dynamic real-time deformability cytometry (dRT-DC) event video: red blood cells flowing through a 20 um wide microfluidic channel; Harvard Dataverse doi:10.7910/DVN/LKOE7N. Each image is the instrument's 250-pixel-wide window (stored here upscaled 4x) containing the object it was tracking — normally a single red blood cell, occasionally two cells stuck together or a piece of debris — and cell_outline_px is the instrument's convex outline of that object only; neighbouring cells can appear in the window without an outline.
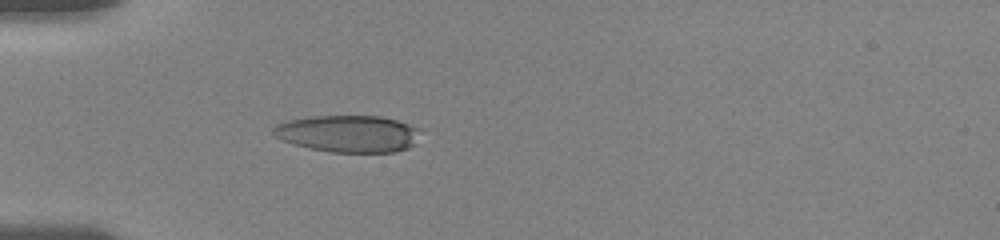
{"species": "human", "species_latin": "Homo sapiens", "temperature_condition": "room temperature", "stored_images_in_passage": 13, "camera_frame_rate_fps": 3000, "um_per_image_px": 0.085, "donor": {"sex": "female"}, "frame": {"image": 1, "passage_image": 8, "time_ms": 5.0, "image_size_px": [1000, 240], "cell_outline_px": [[420, 128], [416, 144], [408, 148], [396, 152], [332, 152], [292, 144], [280, 140], [272, 136], [272, 128], [276, 124], [288, 120], [312, 116], [380, 116], [396, 120]], "centroid_in_image_um": [29.58, 11.36], "position_along_channel_um": 55.4, "area_um2": 31.91}}
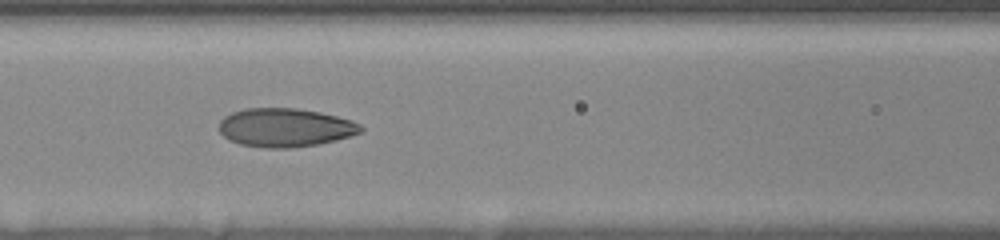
{"frame": {"image": 2, "passage_image": 11, "time_ms": 7.667, "image_size_px": [1000, 240], "cell_outline_px": [[364, 128], [360, 132], [336, 140], [316, 144], [292, 148], [268, 148], [240, 144], [224, 136], [220, 132], [220, 120], [224, 116], [232, 112], [244, 108], [296, 108], [320, 112], [352, 120], [360, 124]], "centroid_in_image_um": [24.23, 10.83], "position_along_channel_um": 142.4, "area_um2": 31.73}}
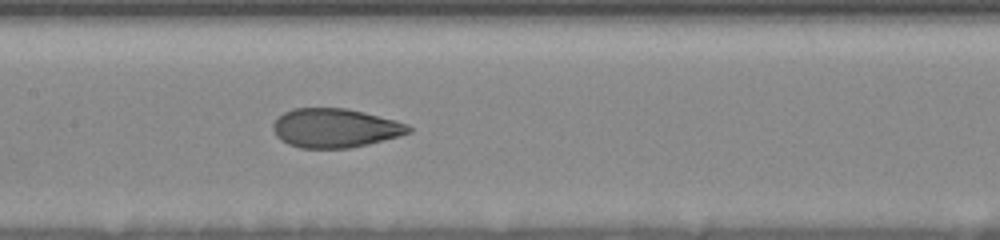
{"frame": {"image": 3, "passage_image": 13, "time_ms": 8.667, "image_size_px": [1000, 240], "cell_outline_px": [[412, 132], [400, 136], [368, 144], [348, 148], [300, 148], [288, 144], [280, 140], [276, 136], [272, 128], [272, 124], [284, 112], [292, 108], [344, 108], [364, 112], [396, 120], [408, 124], [412, 128]], "centroid_in_image_um": [28.49, 10.88], "position_along_channel_um": 178.9, "area_um2": 30.98}}